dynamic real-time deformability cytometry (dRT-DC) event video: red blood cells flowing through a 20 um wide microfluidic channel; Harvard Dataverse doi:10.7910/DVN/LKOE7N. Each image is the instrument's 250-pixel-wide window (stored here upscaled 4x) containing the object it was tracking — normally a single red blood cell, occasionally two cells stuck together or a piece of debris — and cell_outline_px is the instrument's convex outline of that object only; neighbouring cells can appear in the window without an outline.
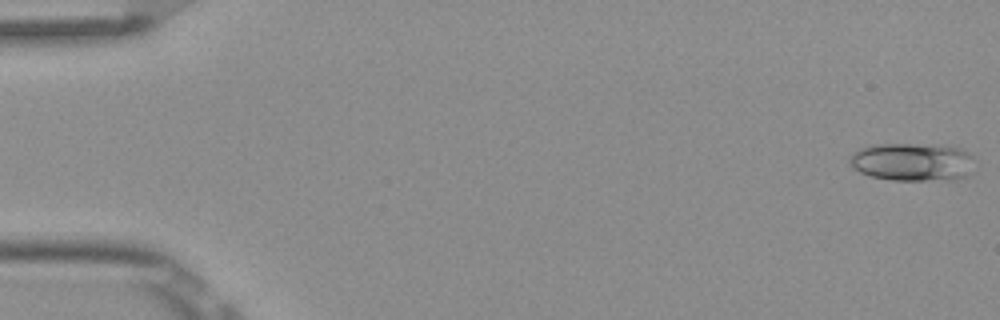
{"species": "Egyptian fruit bat (a non-hibernating species)", "species_latin": "Rousettus aegyptiacus", "temperature_condition": "room temperature", "stored_images_in_passage": 5, "camera_frame_rate_fps": 3000, "um_per_image_px": 0.085, "frame": {"image": 1, "passage_image": 1, "time_ms": 0.0, "image_size_px": [1000, 320], "cell_outline_px": [[972, 172], [956, 180], [892, 180], [872, 176], [860, 172], [852, 168], [848, 164], [848, 156], [852, 152], [860, 148], [872, 144], [912, 144], [964, 148], [972, 156]], "centroid_in_image_um": [77.51, 13.77], "position_along_channel_um": 7.5, "area_um2": 27.98}}
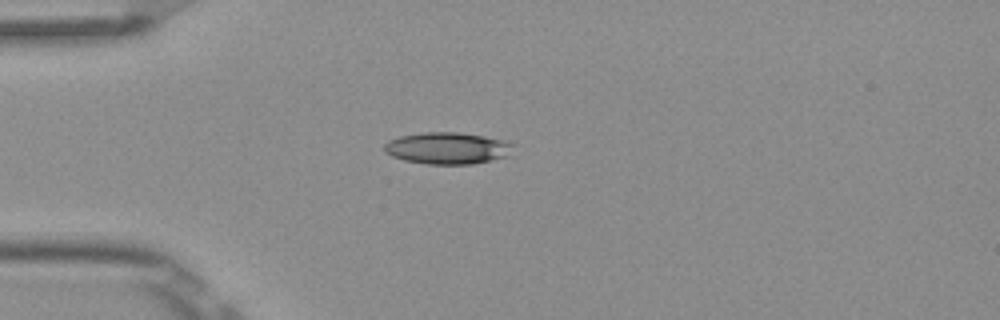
{"frame": {"image": 2, "passage_image": 5, "time_ms": 1.333, "image_size_px": [1000, 320], "cell_outline_px": [[516, 144], [512, 156], [472, 164], [424, 164], [404, 160], [392, 156], [384, 152], [384, 144], [388, 140], [400, 136], [424, 132], [460, 132], [484, 136], [504, 140]], "centroid_in_image_um": [38.09, 12.6], "position_along_channel_um": 46.9, "area_um2": 24.33}}